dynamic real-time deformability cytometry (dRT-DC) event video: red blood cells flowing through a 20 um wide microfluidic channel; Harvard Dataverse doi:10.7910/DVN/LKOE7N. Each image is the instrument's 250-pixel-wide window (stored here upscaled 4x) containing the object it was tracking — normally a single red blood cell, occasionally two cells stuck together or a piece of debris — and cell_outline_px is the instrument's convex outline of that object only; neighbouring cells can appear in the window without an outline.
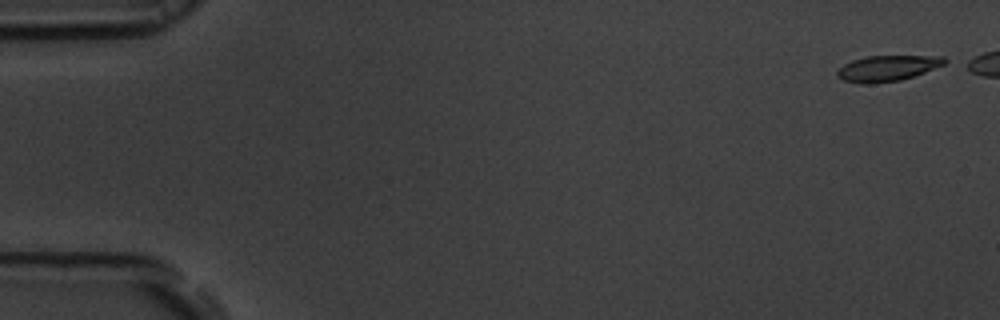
{"species": "common noctule bat (a hibernating species)", "species_latin": "Nyctalus noctula", "temperature_condition": "room temperature", "stored_images_in_passage": 45, "camera_frame_rate_fps": 3000, "um_per_image_px": 0.085, "animal": {"sex": "male", "body_mass_g": 19.5, "forearm_length_mm": 54.6}, "frame": {"image": 1, "passage_image": 1, "time_ms": 0.0, "image_size_px": [1000, 320], "cell_outline_px": [[952, 60], [944, 64], [924, 72], [900, 80], [872, 84], [860, 84], [844, 80], [836, 76], [836, 72], [844, 64], [852, 60], [868, 56], [944, 56]], "centroid_in_image_um": [75.44, 5.8], "position_along_channel_um": 9.6, "area_um2": 16.13}}
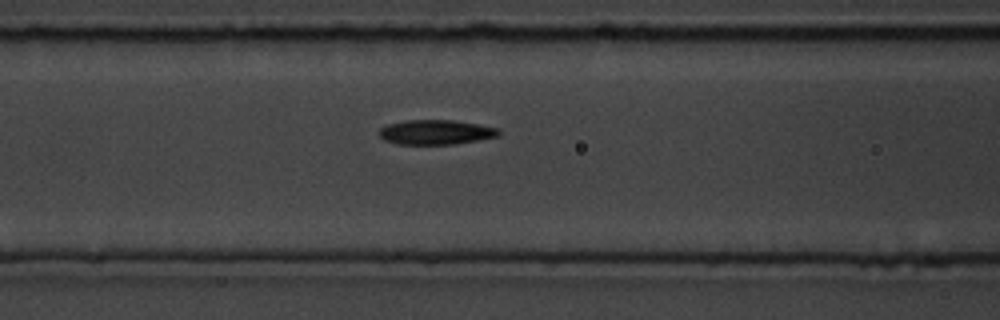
{"frame": {"image": 2, "passage_image": 22, "time_ms": 7.0, "image_size_px": [1000, 320], "cell_outline_px": [[500, 136], [456, 144], [400, 144], [384, 140], [380, 136], [380, 128], [388, 124], [404, 120], [452, 120], [500, 128]], "centroid_in_image_um": [37.07, 11.23], "position_along_channel_um": 129.5, "area_um2": 17.17}}
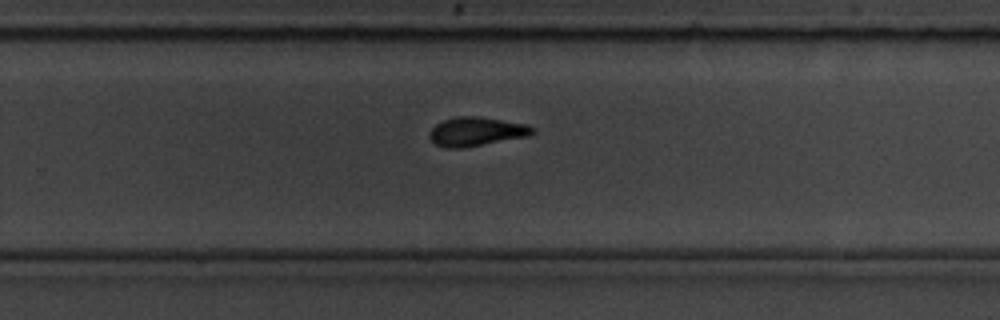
{"frame": {"image": 3, "passage_image": 35, "time_ms": 11.333, "image_size_px": [1000, 320], "cell_outline_px": [[536, 132], [528, 136], [464, 148], [448, 148], [436, 144], [428, 136], [428, 132], [436, 124], [444, 120], [456, 116], [480, 116], [528, 124], [536, 128]], "centroid_in_image_um": [40.52, 11.17], "position_along_channel_um": 289.3, "area_um2": 17.57}}